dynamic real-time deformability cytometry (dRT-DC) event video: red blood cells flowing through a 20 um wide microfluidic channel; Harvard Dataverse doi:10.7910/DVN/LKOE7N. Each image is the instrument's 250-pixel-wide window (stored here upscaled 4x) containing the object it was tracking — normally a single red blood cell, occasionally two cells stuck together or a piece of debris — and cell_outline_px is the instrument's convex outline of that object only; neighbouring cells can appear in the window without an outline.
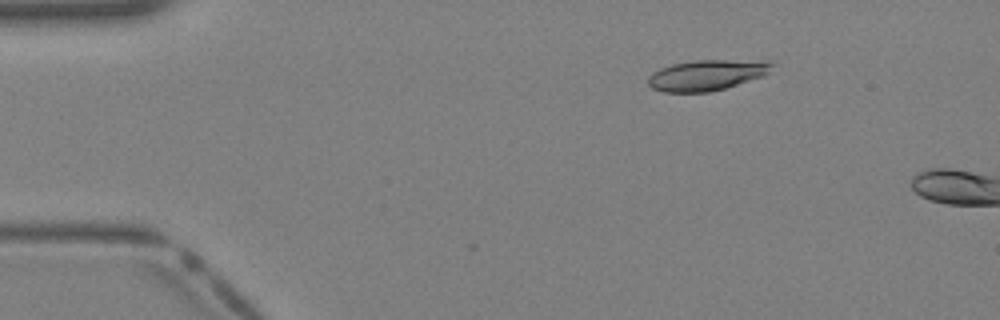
{"species": "Egyptian fruit bat (a non-hibernating species)", "species_latin": "Rousettus aegyptiacus", "temperature_condition": "warm", "stored_images_in_passage": 5, "camera_frame_rate_fps": 3000, "um_per_image_px": 0.085, "animal": {"sex": "female"}, "frame": {"image": 1, "passage_image": 2, "time_ms": 0.333, "image_size_px": [1000, 320], "cell_outline_px": [[776, 64], [764, 76], [724, 88], [708, 92], [664, 92], [652, 88], [648, 84], [648, 76], [652, 72], [660, 68], [672, 64], [696, 60], [772, 60]], "centroid_in_image_um": [60.11, 6.37], "position_along_channel_um": 24.9, "area_um2": 22.31}}